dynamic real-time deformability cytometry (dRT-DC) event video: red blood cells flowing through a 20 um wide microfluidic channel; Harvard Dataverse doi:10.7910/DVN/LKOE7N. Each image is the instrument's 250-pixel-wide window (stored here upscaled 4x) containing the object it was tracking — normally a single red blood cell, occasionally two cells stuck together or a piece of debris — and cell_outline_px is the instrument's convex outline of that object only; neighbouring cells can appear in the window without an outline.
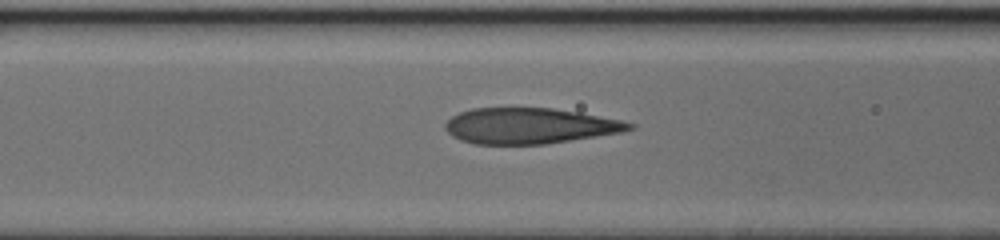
{"species": "human", "species_latin": "Homo sapiens", "temperature_condition": "cold", "stored_images_in_passage": 16, "camera_frame_rate_fps": 3000, "um_per_image_px": 0.085, "donor": {"sex": "female"}, "frame": {"image": 1, "passage_image": 14, "time_ms": 4.333, "image_size_px": [1000, 240], "cell_outline_px": [[636, 128], [620, 132], [544, 144], [472, 144], [460, 140], [452, 136], [444, 128], [444, 124], [452, 116], [460, 112], [472, 108], [552, 108], [580, 112], [620, 120], [636, 124]], "centroid_in_image_um": [44.99, 10.69], "position_along_channel_um": 121.6, "area_um2": 38.26}}